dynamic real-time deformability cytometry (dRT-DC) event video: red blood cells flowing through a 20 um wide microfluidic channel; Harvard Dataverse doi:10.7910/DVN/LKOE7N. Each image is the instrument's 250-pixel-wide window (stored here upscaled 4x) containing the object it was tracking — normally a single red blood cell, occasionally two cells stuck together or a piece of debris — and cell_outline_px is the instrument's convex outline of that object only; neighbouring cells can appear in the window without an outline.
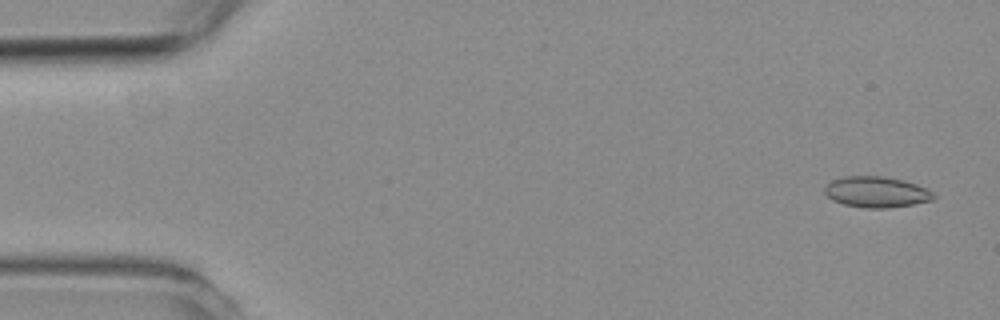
{"species": "common noctule bat (a hibernating species)", "species_latin": "Nyctalus noctula", "temperature_condition": "room temperature", "stored_images_in_passage": 38, "camera_frame_rate_fps": 3000, "um_per_image_px": 0.085, "animal": {"sex": "female", "body_mass_g": 19.3, "forearm_length_mm": 54.1}, "frame": {"image": 1, "passage_image": 3, "time_ms": 0.667, "image_size_px": [1000, 320], "cell_outline_px": [[936, 196], [932, 200], [912, 204], [888, 208], [864, 208], [844, 204], [832, 200], [824, 192], [824, 188], [832, 180], [844, 176], [884, 176], [904, 180], [916, 184], [936, 192]], "centroid_in_image_um": [74.52, 16.31], "position_along_channel_um": 10.5, "area_um2": 19.71}}
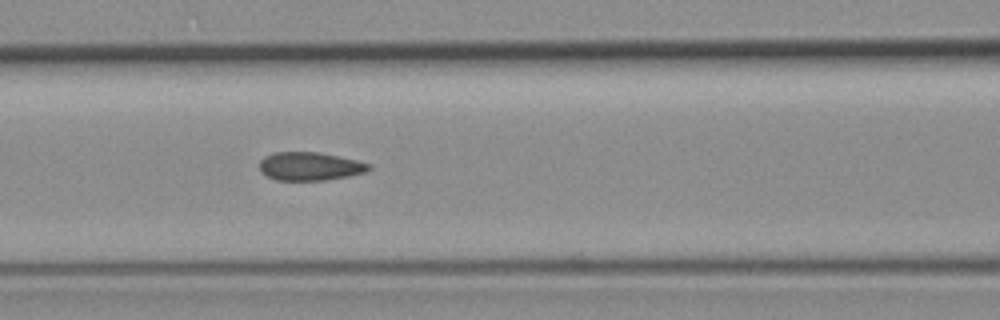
{"frame": {"image": 2, "passage_image": 24, "time_ms": 7.667, "image_size_px": [1000, 320], "cell_outline_px": [[372, 168], [368, 172], [348, 176], [324, 180], [276, 180], [260, 172], [260, 160], [264, 156], [272, 152], [320, 152], [340, 156], [372, 164]], "centroid_in_image_um": [26.36, 14.13], "position_along_channel_um": 140.2, "area_um2": 18.26}}
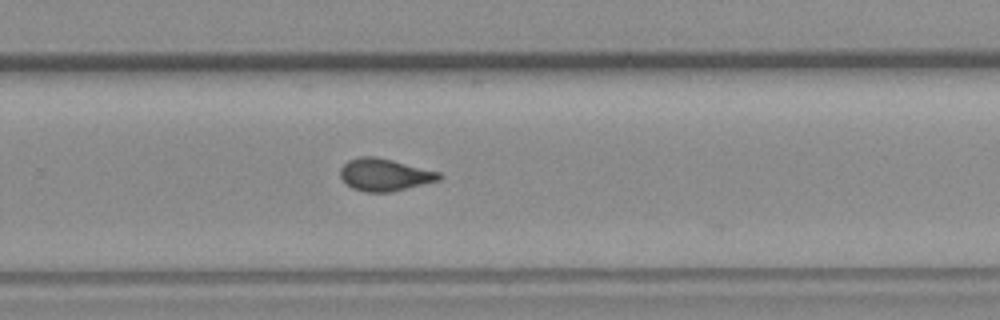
{"frame": {"image": 3, "passage_image": 37, "time_ms": 12.0, "image_size_px": [1000, 320], "cell_outline_px": [[444, 176], [440, 180], [392, 192], [364, 192], [352, 188], [340, 176], [340, 168], [348, 160], [360, 156], [376, 156], [440, 172]], "centroid_in_image_um": [32.71, 14.85], "position_along_channel_um": 297.1, "area_um2": 18.67}}